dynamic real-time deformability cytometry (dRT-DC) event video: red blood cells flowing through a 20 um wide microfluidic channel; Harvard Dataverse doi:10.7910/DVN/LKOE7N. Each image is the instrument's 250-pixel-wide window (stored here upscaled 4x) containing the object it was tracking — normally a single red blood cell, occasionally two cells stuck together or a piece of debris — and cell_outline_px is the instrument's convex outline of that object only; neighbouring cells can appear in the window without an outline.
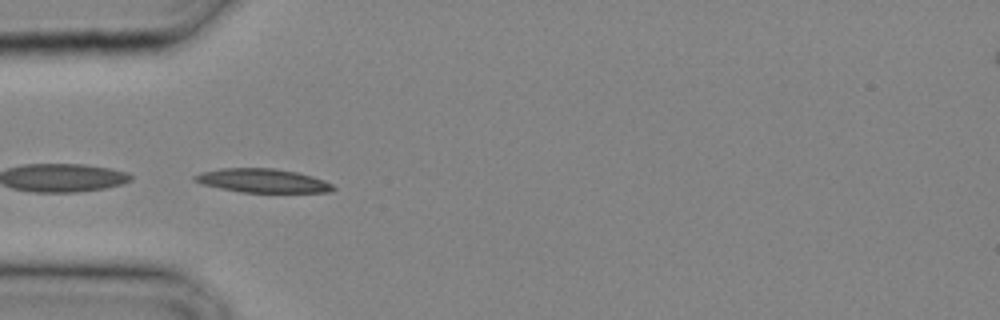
{"species": "common noctule bat (a hibernating species)", "species_latin": "Nyctalus noctula", "temperature_condition": "cold", "stored_images_in_passage": 29, "camera_frame_rate_fps": 3000, "um_per_image_px": 0.085, "animal": {"sex": "male", "body_mass_g": 20.4}, "frame": {"image": 1, "passage_image": 9, "time_ms": 2.667, "image_size_px": [1000, 320], "cell_outline_px": [[336, 188], [332, 192], [240, 192], [220, 188], [204, 184], [192, 180], [192, 176], [200, 172], [220, 168], [276, 168], [296, 172], [312, 176], [324, 180], [332, 184]], "centroid_in_image_um": [22.31, 15.35], "position_along_channel_um": 62.7, "area_um2": 19.25}}
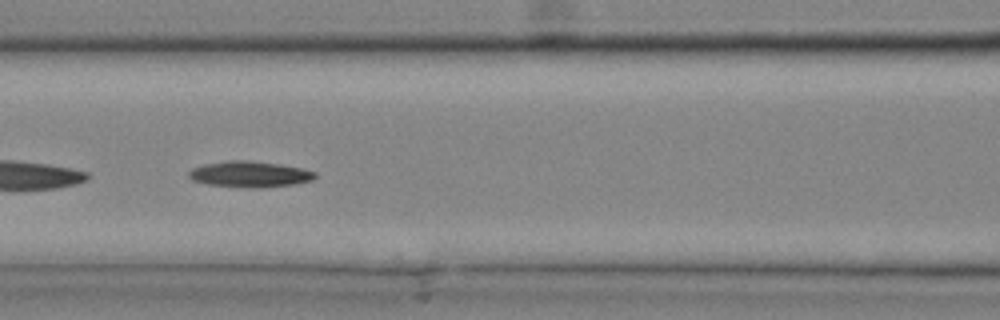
{"frame": {"image": 2, "passage_image": 13, "time_ms": 4.0, "image_size_px": [1000, 320], "cell_outline_px": [[316, 176], [312, 180], [292, 184], [260, 188], [208, 184], [192, 180], [188, 176], [188, 172], [192, 168], [204, 164], [228, 160], [248, 160], [280, 164], [300, 168], [316, 172]], "centroid_in_image_um": [21.2, 14.79], "position_along_channel_um": 145.4, "area_um2": 18.9}}